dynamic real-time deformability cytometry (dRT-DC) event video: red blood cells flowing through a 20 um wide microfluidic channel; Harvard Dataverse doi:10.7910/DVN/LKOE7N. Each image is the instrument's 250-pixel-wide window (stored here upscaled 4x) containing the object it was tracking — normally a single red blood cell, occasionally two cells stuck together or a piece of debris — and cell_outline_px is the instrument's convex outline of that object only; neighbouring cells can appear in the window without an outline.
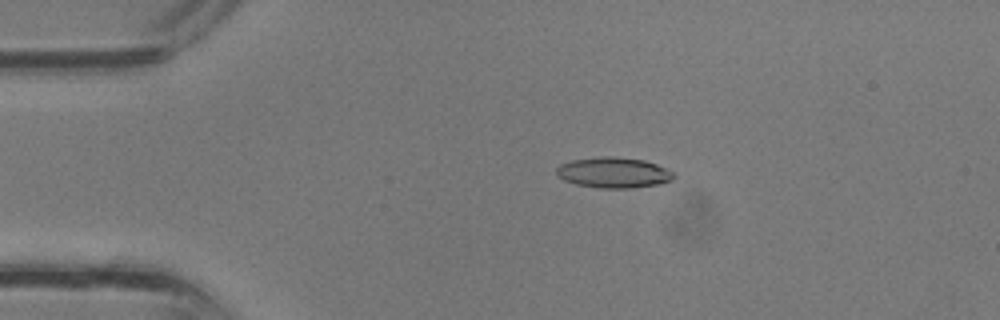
{"species": "common noctule bat (a hibernating species)", "species_latin": "Nyctalus noctula", "temperature_condition": "room temperature", "stored_images_in_passage": 33, "camera_frame_rate_fps": 3000, "um_per_image_px": 0.085, "animal": {"sex": "male", "body_mass_g": 13.3}, "frame": {"image": 1, "passage_image": 4, "time_ms": 1.0, "image_size_px": [1000, 320], "cell_outline_px": [[676, 176], [672, 180], [660, 184], [628, 188], [600, 188], [576, 184], [564, 180], [556, 176], [556, 168], [560, 164], [572, 160], [600, 156], [612, 156], [644, 160], [656, 164], [676, 172]], "centroid_in_image_um": [52.17, 14.67], "position_along_channel_um": 32.8, "area_um2": 21.1}}
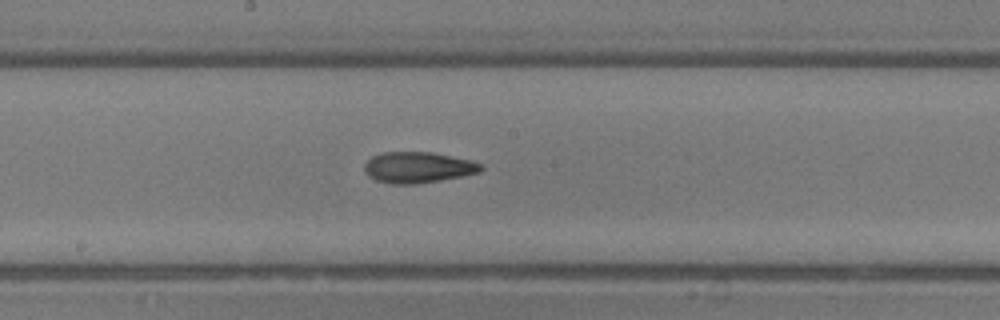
{"frame": {"image": 2, "passage_image": 16, "time_ms": 5.0, "image_size_px": [1000, 320], "cell_outline_px": [[484, 168], [480, 172], [440, 180], [416, 184], [392, 184], [376, 180], [368, 176], [364, 172], [364, 164], [372, 156], [380, 152], [432, 152], [472, 160], [484, 164]], "centroid_in_image_um": [35.53, 14.22], "position_along_channel_um": 212.7, "area_um2": 21.21}}
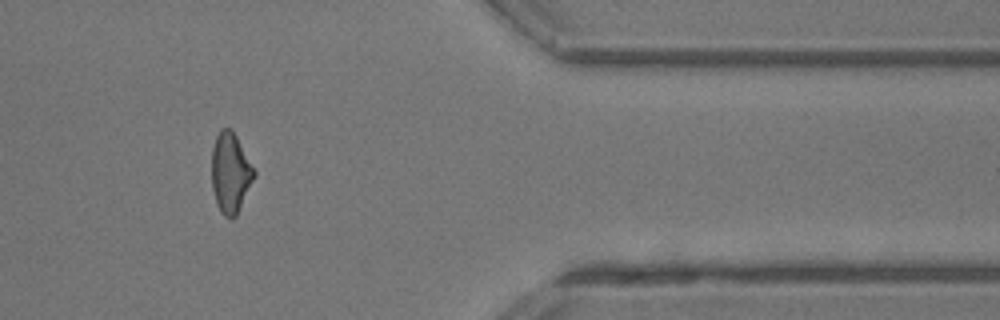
{"frame": {"image": 3, "passage_image": 27, "time_ms": 8.667, "image_size_px": [1000, 320], "cell_outline_px": [[256, 176], [236, 216], [232, 220], [224, 216], [220, 212], [212, 188], [212, 148], [216, 136], [220, 128], [228, 128], [236, 136], [256, 172]], "centroid_in_image_um": [19.59, 14.72], "position_along_channel_um": 391.8, "area_um2": 19.77}}